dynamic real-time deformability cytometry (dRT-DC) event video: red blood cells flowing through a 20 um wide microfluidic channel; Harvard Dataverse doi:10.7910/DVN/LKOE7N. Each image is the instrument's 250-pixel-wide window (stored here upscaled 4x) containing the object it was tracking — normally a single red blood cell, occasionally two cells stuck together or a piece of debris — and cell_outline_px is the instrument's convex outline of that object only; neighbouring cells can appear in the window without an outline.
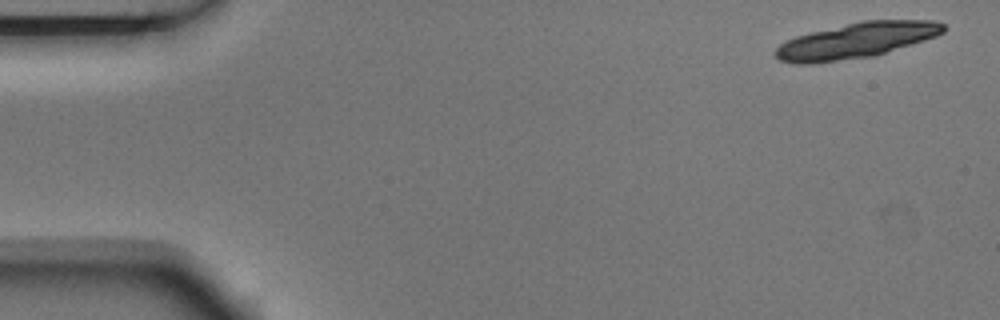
{"species": "Egyptian fruit bat (a non-hibernating species)", "species_latin": "Rousettus aegyptiacus", "temperature_condition": "room temperature", "stored_images_in_passage": 7, "camera_frame_rate_fps": 3000, "um_per_image_px": 0.085, "animal": {"sex": "male"}, "frame": {"image": 1, "passage_image": 1, "time_ms": 0.0, "image_size_px": [1000, 320], "cell_outline_px": [[948, 28], [944, 32], [936, 36], [876, 56], [812, 64], [796, 64], [780, 60], [772, 52], [780, 44], [796, 36], [860, 20], [936, 20], [944, 24]], "centroid_in_image_um": [72.8, 3.44], "position_along_channel_um": 12.2, "area_um2": 34.97}}